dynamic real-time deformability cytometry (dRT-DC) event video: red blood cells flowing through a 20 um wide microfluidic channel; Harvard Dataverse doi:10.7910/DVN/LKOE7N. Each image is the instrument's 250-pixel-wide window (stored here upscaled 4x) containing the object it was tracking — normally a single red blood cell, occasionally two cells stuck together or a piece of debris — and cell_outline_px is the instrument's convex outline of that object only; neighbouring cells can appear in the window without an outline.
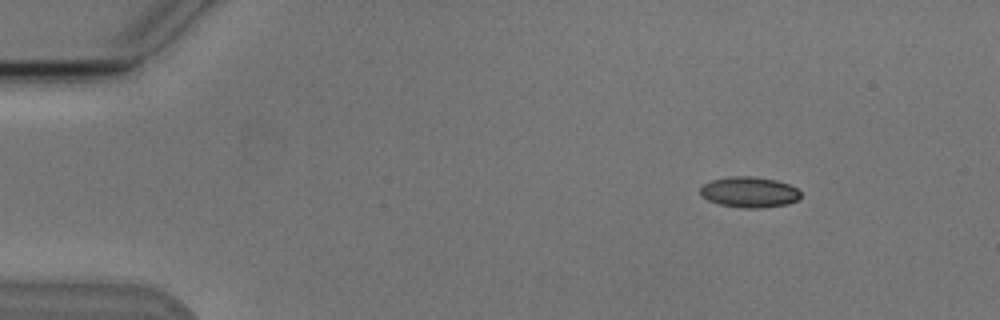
{"species": "Egyptian fruit bat (a non-hibernating species)", "species_latin": "Rousettus aegyptiacus", "temperature_condition": "cold", "stored_images_in_passage": 4, "camera_frame_rate_fps": 3000, "um_per_image_px": 0.085, "animal": {"sex": "male"}, "frame": {"image": 1, "passage_image": 2, "time_ms": 1.333, "image_size_px": [1000, 320], "cell_outline_px": [[800, 200], [788, 204], [760, 208], [744, 208], [720, 204], [708, 200], [700, 196], [700, 188], [704, 184], [712, 180], [728, 176], [748, 176], [776, 180], [788, 184], [796, 188], [800, 192]], "centroid_in_image_um": [63.69, 16.33], "position_along_channel_um": 21.3, "area_um2": 17.98}}